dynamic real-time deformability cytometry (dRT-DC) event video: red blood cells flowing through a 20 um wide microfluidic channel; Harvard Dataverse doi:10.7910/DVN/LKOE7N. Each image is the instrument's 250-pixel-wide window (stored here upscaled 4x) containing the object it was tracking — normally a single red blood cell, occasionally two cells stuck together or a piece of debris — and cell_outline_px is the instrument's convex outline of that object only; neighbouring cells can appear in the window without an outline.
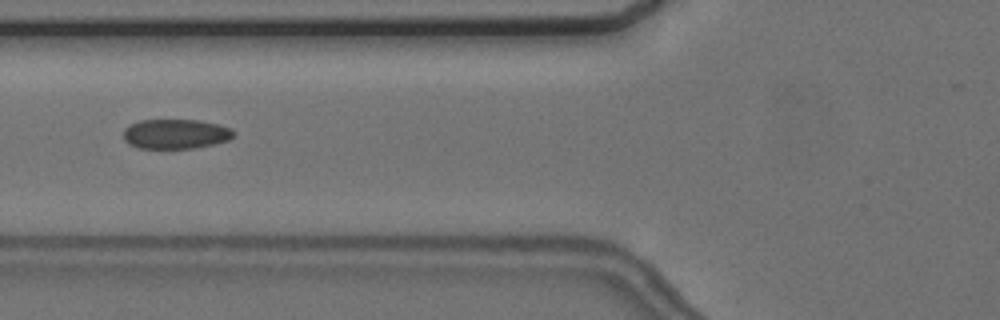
{"species": "common noctule bat (a hibernating species)", "species_latin": "Nyctalus noctula", "temperature_condition": "cold", "stored_images_in_passage": 8, "camera_frame_rate_fps": 3000, "um_per_image_px": 0.085, "animal": {"sex": "female", "body_mass_g": 24.6, "forearm_length_mm": 56.2}, "frame": {"image": 1, "passage_image": 6, "time_ms": 7.0, "image_size_px": [1000, 320], "cell_outline_px": [[236, 132], [228, 140], [216, 144], [196, 148], [140, 148], [128, 144], [124, 140], [124, 128], [128, 124], [140, 120], [200, 120], [220, 124], [232, 128]], "centroid_in_image_um": [14.94, 11.38], "position_along_channel_um": 110.9, "area_um2": 19.36}}